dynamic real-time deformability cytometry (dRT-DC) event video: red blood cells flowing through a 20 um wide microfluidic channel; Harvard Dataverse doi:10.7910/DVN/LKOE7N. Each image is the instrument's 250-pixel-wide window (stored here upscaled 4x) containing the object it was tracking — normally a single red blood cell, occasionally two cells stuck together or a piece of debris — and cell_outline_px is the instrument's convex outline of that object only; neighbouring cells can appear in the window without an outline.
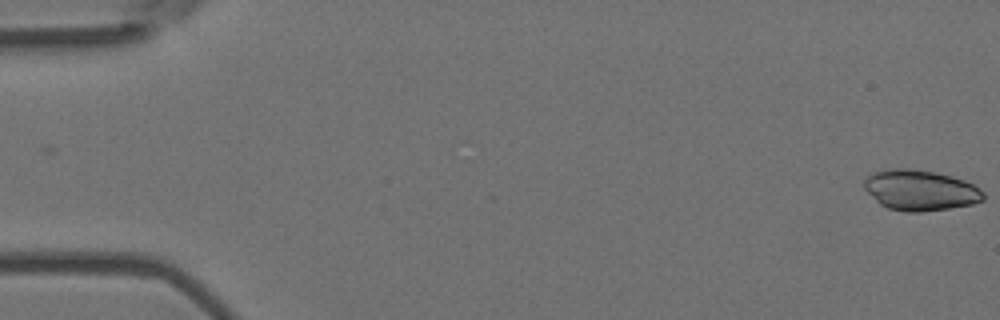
{"species": "Egyptian fruit bat (a non-hibernating species)", "species_latin": "Rousettus aegyptiacus", "temperature_condition": "room temperature", "stored_images_in_passage": 2, "camera_frame_rate_fps": 3000, "um_per_image_px": 0.085, "animal": {"sex": "female"}, "frame": {"image": 1, "passage_image": 2, "time_ms": 0.333, "image_size_px": [1000, 320], "cell_outline_px": [[984, 200], [972, 204], [948, 208], [920, 212], [908, 212], [888, 208], [880, 204], [864, 188], [864, 180], [872, 172], [888, 168], [912, 168], [932, 172], [964, 180], [972, 184], [984, 192]], "centroid_in_image_um": [78.19, 16.16], "position_along_channel_um": 6.8, "area_um2": 27.98}}